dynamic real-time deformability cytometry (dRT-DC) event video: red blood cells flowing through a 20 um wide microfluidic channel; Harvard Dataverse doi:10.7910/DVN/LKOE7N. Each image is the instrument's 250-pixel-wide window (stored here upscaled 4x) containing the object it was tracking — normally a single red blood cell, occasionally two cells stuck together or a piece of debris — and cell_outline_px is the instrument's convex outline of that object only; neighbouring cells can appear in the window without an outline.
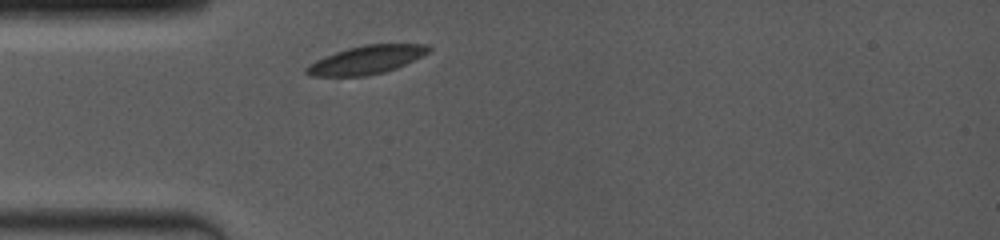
{"species": "common noctule bat (a hibernating species)", "species_latin": "Nyctalus noctula", "temperature_condition": "room temperature", "stored_images_in_passage": 24, "camera_frame_rate_fps": 4000, "um_per_image_px": 0.085, "animal": {"sex": "female", "body_mass_g": 19.0, "forearm_length_mm": 53.3}, "frame": {"image": 1, "passage_image": 1, "time_ms": 0.0, "image_size_px": [1000, 240], "cell_outline_px": [[432, 48], [428, 52], [396, 68], [384, 72], [368, 76], [308, 76], [304, 72], [304, 68], [308, 64], [324, 56], [348, 48], [364, 44], [428, 44]], "centroid_in_image_um": [31.09, 5.09], "position_along_channel_um": 53.9, "area_um2": 20.17}}
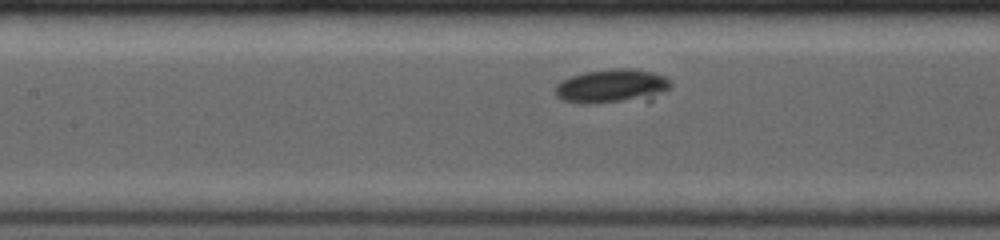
{"frame": {"image": 2, "passage_image": 10, "time_ms": 2.75, "image_size_px": [1000, 240], "cell_outline_px": [[672, 84], [668, 88], [648, 104], [576, 104], [564, 100], [556, 96], [556, 84], [572, 76], [584, 72], [616, 68], [632, 68], [652, 72], [664, 76]], "centroid_in_image_um": [52.09, 7.4], "position_along_channel_um": 155.3, "area_um2": 24.1}}
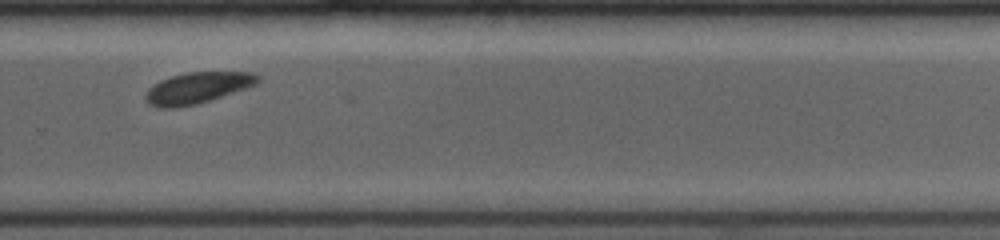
{"frame": {"image": 3, "passage_image": 23, "time_ms": 6.75, "image_size_px": [1000, 240], "cell_outline_px": [[260, 80], [256, 84], [196, 104], [176, 108], [156, 108], [148, 104], [144, 96], [148, 88], [160, 80], [172, 76], [188, 72], [252, 72], [260, 76]], "centroid_in_image_um": [16.72, 7.47], "position_along_channel_um": 313.1, "area_um2": 20.23}}